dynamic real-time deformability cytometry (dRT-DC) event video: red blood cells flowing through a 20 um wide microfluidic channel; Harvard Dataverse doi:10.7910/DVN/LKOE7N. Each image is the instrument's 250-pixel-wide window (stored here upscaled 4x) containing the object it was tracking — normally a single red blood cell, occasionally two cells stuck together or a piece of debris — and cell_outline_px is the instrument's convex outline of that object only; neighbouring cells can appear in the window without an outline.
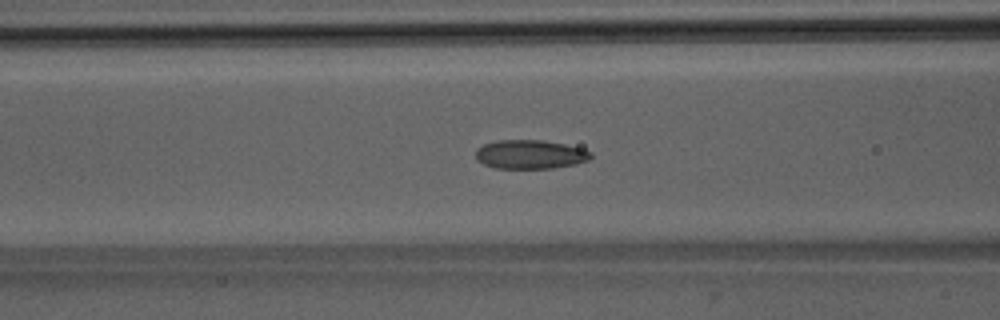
{"species": "Egyptian fruit bat (a non-hibernating species)", "species_latin": "Rousettus aegyptiacus", "temperature_condition": "room temperature", "stored_images_in_passage": 52, "camera_frame_rate_fps": 3000, "um_per_image_px": 0.085, "animal": {"sex": "male"}, "frame": {"image": 1, "passage_image": 22, "time_ms": 7.0, "image_size_px": [1000, 320], "cell_outline_px": [[592, 156], [588, 160], [576, 164], [552, 168], [496, 168], [484, 164], [476, 160], [476, 148], [484, 144], [496, 140], [544, 140], [564, 144], [580, 148], [592, 152]], "centroid_in_image_um": [45.05, 13.12], "position_along_channel_um": 121.6, "area_um2": 19.42}}
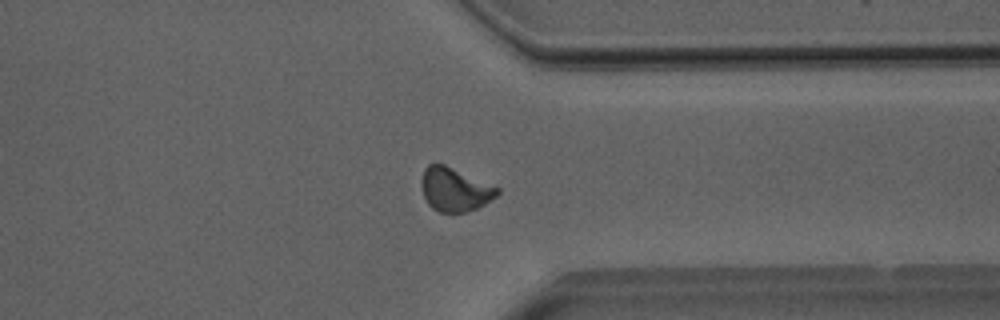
{"frame": {"image": 2, "passage_image": 41, "time_ms": 13.333, "image_size_px": [1000, 320], "cell_outline_px": [[500, 192], [496, 196], [484, 204], [476, 208], [464, 212], [440, 212], [432, 208], [428, 204], [424, 196], [420, 184], [424, 168], [428, 164], [444, 164], [500, 188]], "centroid_in_image_um": [38.63, 16.1], "position_along_channel_um": 372.8, "area_um2": 19.13}}
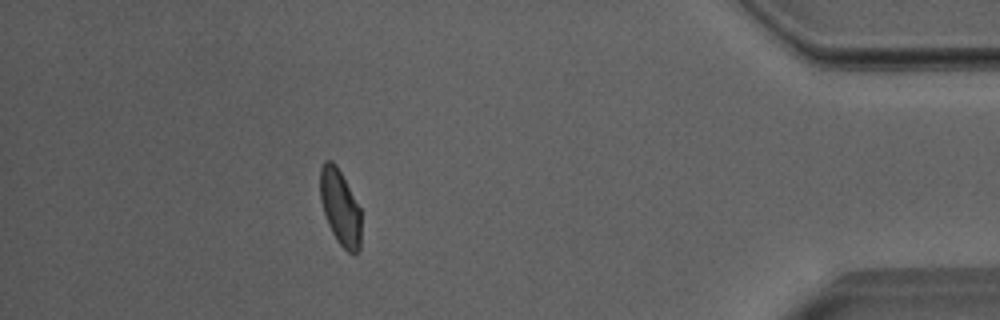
{"frame": {"image": 3, "passage_image": 47, "time_ms": 15.333, "image_size_px": [1000, 320], "cell_outline_px": [[360, 248], [356, 252], [348, 252], [336, 240], [328, 224], [320, 200], [320, 168], [324, 160], [332, 160], [336, 164], [360, 208]], "centroid_in_image_um": [28.89, 17.6], "position_along_channel_um": 406.3, "area_um2": 17.86}, "authors_computed_cell_mechanics": {"area_um2": 19.3341, "velocity_mm_per_s": 3.9967, "shape_relaxation_time_tau1_ms": 7.3995, "shape_relaxation_time_tau2_ms": 1.8857, "deformation_change_tau1": 0.1537, "deformation_change_tau2": 0.0661}}